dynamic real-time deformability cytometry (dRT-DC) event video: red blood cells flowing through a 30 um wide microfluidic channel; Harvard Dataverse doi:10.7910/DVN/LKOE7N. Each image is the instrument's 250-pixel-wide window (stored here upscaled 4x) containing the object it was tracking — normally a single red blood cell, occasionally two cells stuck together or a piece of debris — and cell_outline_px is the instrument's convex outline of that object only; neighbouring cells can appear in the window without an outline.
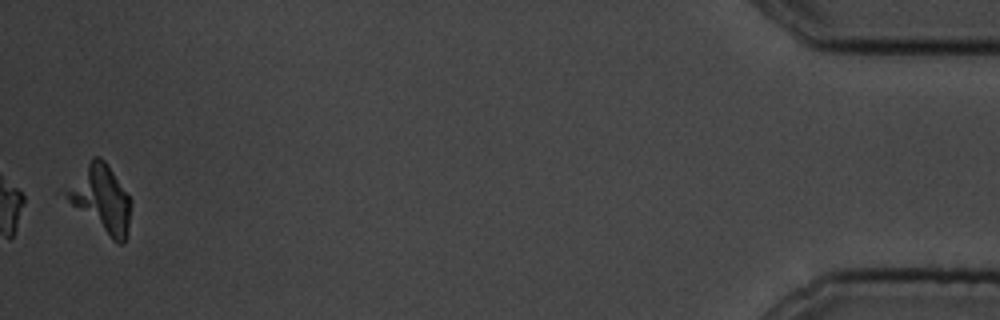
{"species": "common noctule bat (a hibernating species)", "species_latin": "Nyctalus noctula", "temperature_condition": "cold", "stored_images_in_passage": 42, "camera_frame_rate_fps": 3000, "um_per_image_px": 0.085, "animal": {"sex": "male", "body_mass_g": 19.5, "forearm_length_mm": 54.6}, "frame": {"image": 1, "passage_image": 42, "time_ms": 13.667, "image_size_px": [1000, 320], "cell_outline_px": [[132, 200], [128, 224], [124, 244], [116, 244], [56, 192], [92, 156], [100, 156], [104, 160]], "centroid_in_image_um": [8.46, 16.86], "position_along_channel_um": 426.7, "area_um2": 26.24}}